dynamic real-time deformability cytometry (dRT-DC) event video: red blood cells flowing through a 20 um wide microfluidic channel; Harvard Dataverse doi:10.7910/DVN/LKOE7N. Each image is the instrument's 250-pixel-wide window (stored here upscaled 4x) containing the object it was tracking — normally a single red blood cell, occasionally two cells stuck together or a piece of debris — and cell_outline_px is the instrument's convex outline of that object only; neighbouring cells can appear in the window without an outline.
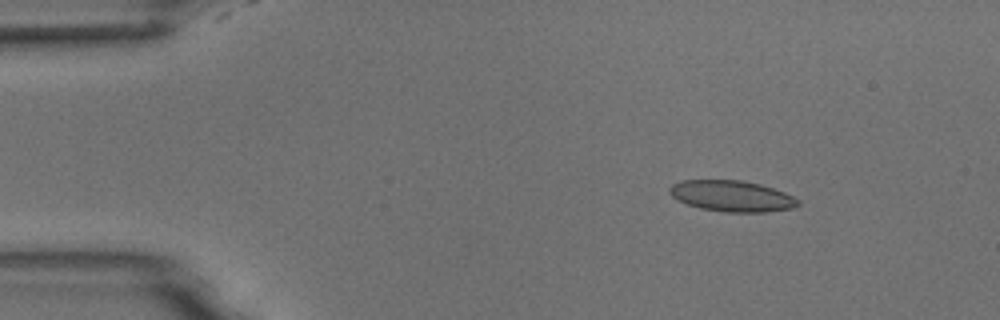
{"species": "common noctule bat (a hibernating species)", "species_latin": "Nyctalus noctula", "temperature_condition": "room temperature", "stored_images_in_passage": 5, "camera_frame_rate_fps": 3000, "um_per_image_px": 0.085, "animal": {"sex": "male", "body_mass_g": 18.8}, "frame": {"image": 1, "passage_image": 3, "time_ms": 2.0, "image_size_px": [1000, 320], "cell_outline_px": [[800, 204], [792, 208], [768, 212], [724, 212], [700, 208], [676, 200], [668, 192], [668, 188], [672, 184], [680, 180], [740, 180], [760, 184], [784, 192], [800, 200]], "centroid_in_image_um": [62.18, 16.66], "position_along_channel_um": 22.8, "area_um2": 23.35}}